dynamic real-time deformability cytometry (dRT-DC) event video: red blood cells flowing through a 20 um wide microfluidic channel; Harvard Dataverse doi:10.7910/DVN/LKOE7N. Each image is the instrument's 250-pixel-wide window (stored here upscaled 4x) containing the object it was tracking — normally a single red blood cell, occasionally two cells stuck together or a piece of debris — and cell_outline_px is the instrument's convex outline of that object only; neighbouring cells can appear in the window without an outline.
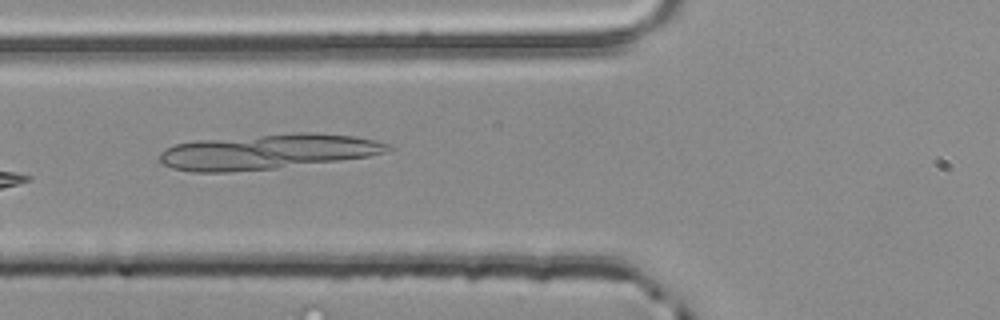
{"species": "common noctule bat (a hibernating species)", "species_latin": "Nyctalus noctula", "temperature_condition": "room temperature", "stored_images_in_passage": 4, "camera_frame_rate_fps": 3000, "um_per_image_px": 0.085, "animal": {"sex": "male", "body_mass_g": 20.4}, "frame": {"image": 1, "passage_image": 4, "time_ms": 1.0, "image_size_px": [1000, 320], "cell_outline_px": [[392, 148], [384, 152], [368, 156], [340, 160], [276, 168], [232, 172], [192, 172], [172, 168], [164, 164], [160, 160], [160, 152], [176, 144], [200, 140], [296, 132], [312, 132], [352, 136], [392, 144]], "centroid_in_image_um": [22.74, 12.9], "position_along_channel_um": 103.1, "area_um2": 46.36}}